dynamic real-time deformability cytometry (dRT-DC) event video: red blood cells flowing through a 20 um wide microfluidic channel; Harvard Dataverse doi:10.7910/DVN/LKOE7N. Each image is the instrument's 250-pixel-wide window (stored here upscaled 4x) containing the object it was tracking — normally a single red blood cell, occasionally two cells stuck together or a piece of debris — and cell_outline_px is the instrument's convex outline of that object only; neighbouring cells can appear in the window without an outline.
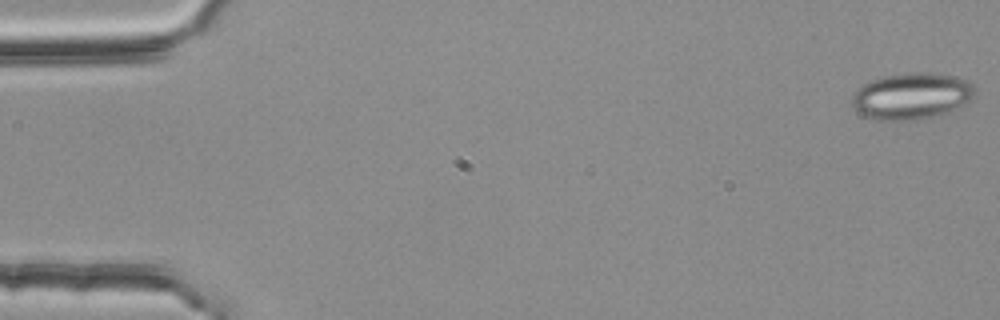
{"species": "common noctule bat (a hibernating species)", "species_latin": "Nyctalus noctula", "temperature_condition": "room temperature", "stored_images_in_passage": 3, "camera_frame_rate_fps": 3000, "um_per_image_px": 0.085, "animal": {"sex": "female", "body_mass_g": 25.1}, "frame": {"image": 1, "passage_image": 1, "time_ms": 0.0, "image_size_px": [1000, 320], "cell_outline_px": [[976, 92], [972, 100], [968, 104], [948, 112], [916, 120], [876, 120], [864, 116], [852, 104], [852, 96], [856, 88], [868, 80], [884, 76], [908, 72], [928, 72], [956, 76], [968, 80], [976, 88]], "centroid_in_image_um": [77.52, 8.15], "position_along_channel_um": 7.5, "area_um2": 33.81}}
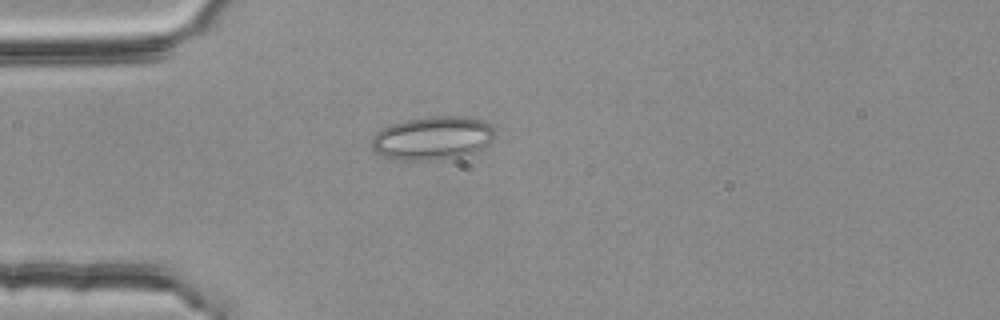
{"frame": {"image": 2, "passage_image": 3, "time_ms": 0.667, "image_size_px": [1000, 320], "cell_outline_px": [[496, 132], [492, 144], [468, 156], [440, 160], [396, 160], [384, 156], [376, 152], [372, 148], [372, 136], [376, 132], [392, 124], [408, 120], [432, 116], [468, 116], [480, 120], [488, 124]], "centroid_in_image_um": [36.83, 11.76], "position_along_channel_um": 48.2, "area_um2": 31.67}}